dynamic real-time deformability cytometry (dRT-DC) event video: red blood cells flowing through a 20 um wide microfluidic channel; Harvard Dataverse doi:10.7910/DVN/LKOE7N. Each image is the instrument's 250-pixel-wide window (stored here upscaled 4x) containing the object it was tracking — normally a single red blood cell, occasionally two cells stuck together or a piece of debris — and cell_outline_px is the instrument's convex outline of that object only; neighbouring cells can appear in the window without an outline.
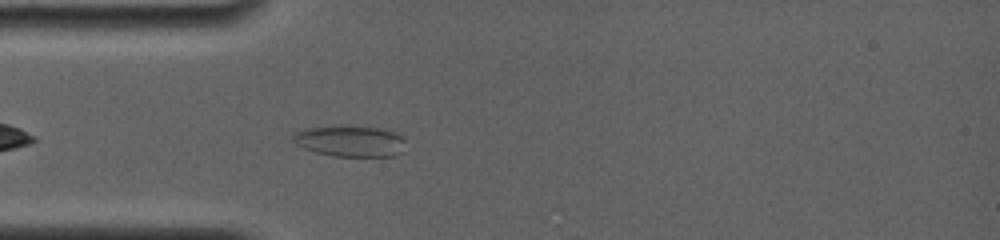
{"species": "common noctule bat (a hibernating species)", "species_latin": "Nyctalus noctula", "temperature_condition": "room temperature", "stored_images_in_passage": 14, "camera_frame_rate_fps": 4000, "um_per_image_px": 0.085, "animal": {"sex": "female", "body_mass_g": 19.0, "forearm_length_mm": 56.7}, "frame": {"image": 1, "passage_image": 2, "time_ms": 0.75, "image_size_px": [1000, 240], "cell_outline_px": [[404, 152], [396, 156], [332, 156], [316, 152], [304, 148], [296, 144], [292, 140], [292, 136], [296, 132], [308, 128], [384, 128], [396, 132], [404, 140]], "centroid_in_image_um": [29.82, 12.04], "position_along_channel_um": 55.2, "area_um2": 19.83}}
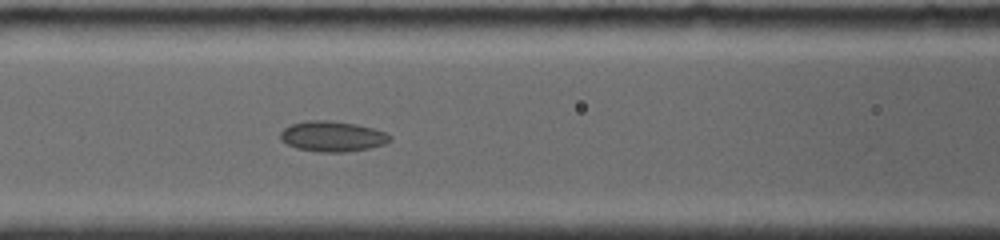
{"frame": {"image": 2, "passage_image": 6, "time_ms": 3.0, "image_size_px": [1000, 240], "cell_outline_px": [[392, 140], [384, 144], [372, 148], [348, 152], [320, 152], [296, 148], [280, 140], [280, 132], [284, 128], [292, 124], [308, 120], [324, 120], [356, 124], [372, 128], [384, 132], [392, 136]], "centroid_in_image_um": [28.27, 11.6], "position_along_channel_um": 138.3, "area_um2": 19.48}}
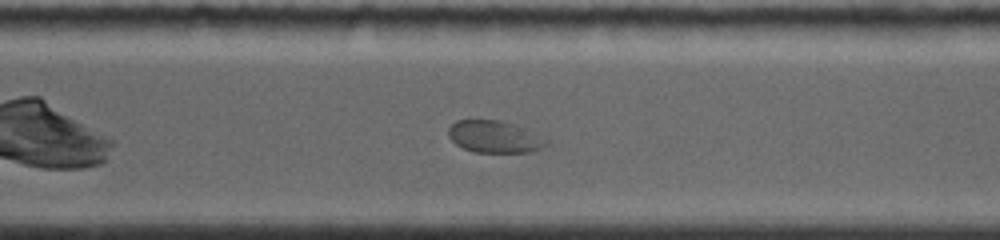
{"frame": {"image": 3, "passage_image": 14, "time_ms": 8.0, "image_size_px": [1000, 240], "cell_outline_px": [[548, 144], [540, 148], [528, 152], [476, 152], [464, 148], [456, 144], [448, 136], [448, 128], [456, 120], [500, 120], [512, 124], [548, 140]], "centroid_in_image_um": [41.97, 11.62], "position_along_channel_um": 328.6, "area_um2": 17.86}}